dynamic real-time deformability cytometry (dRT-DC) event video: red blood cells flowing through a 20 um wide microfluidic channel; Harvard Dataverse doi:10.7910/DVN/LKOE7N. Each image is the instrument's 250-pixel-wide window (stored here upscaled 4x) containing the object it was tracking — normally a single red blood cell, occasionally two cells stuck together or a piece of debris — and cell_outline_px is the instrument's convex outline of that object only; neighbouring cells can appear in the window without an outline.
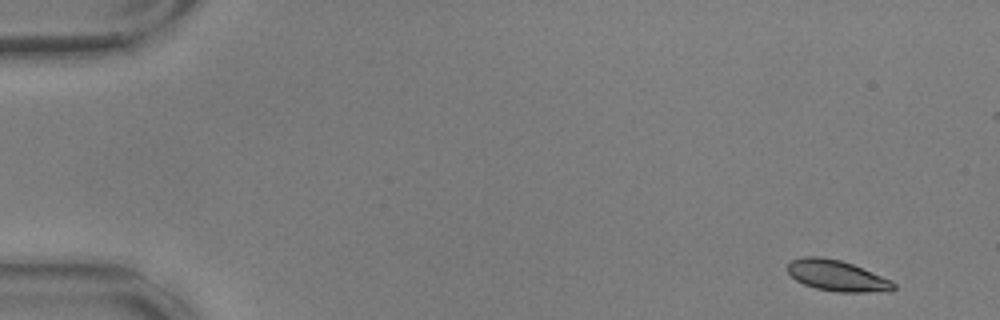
{"species": "common noctule bat (a hibernating species)", "species_latin": "Nyctalus noctula", "temperature_condition": "warm", "stored_images_in_passage": 55, "camera_frame_rate_fps": 3000, "um_per_image_px": 0.085, "animal": {"sex": "male", "body_mass_g": 17.9, "forearm_length_mm": 54.2}, "frame": {"image": 1, "passage_image": 1, "time_ms": 0.0, "image_size_px": [1000, 320], "cell_outline_px": [[896, 288], [892, 292], [836, 292], [816, 288], [804, 284], [796, 280], [788, 272], [788, 264], [792, 260], [804, 256], [820, 256], [840, 260], [852, 264], [892, 280], [896, 284]], "centroid_in_image_um": [71.19, 23.44], "position_along_channel_um": 13.8, "area_um2": 19.19}}
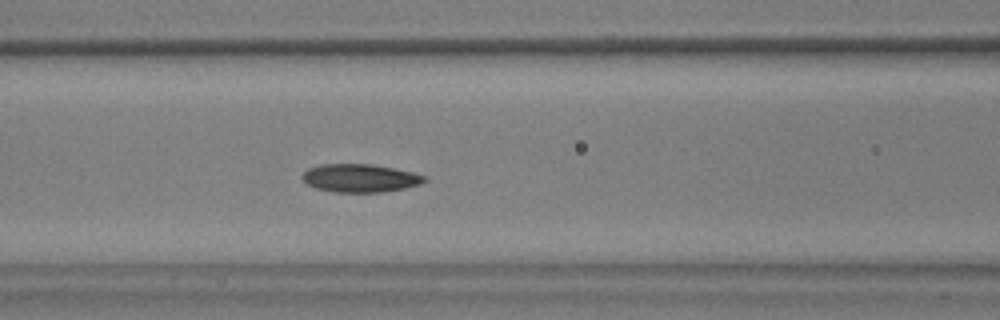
{"frame": {"image": 2, "passage_image": 22, "time_ms": 7.0, "image_size_px": [1000, 320], "cell_outline_px": [[428, 180], [420, 184], [404, 188], [380, 192], [336, 192], [316, 188], [308, 184], [300, 176], [308, 168], [320, 164], [372, 164], [412, 172], [428, 176]], "centroid_in_image_um": [30.62, 15.13], "position_along_channel_um": 136.0, "area_um2": 20.0}}
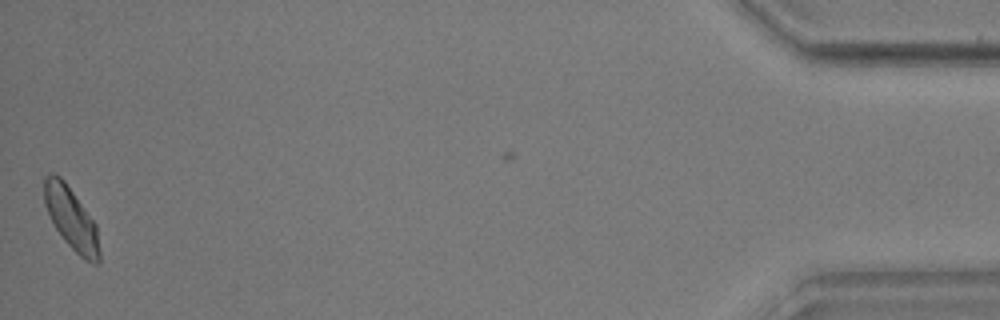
{"frame": {"image": 3, "passage_image": 54, "time_ms": 17.667, "image_size_px": [1000, 320], "cell_outline_px": [[100, 264], [92, 264], [84, 260], [64, 240], [56, 228], [44, 204], [44, 176], [48, 172], [52, 172], [60, 176], [64, 180], [96, 224], [100, 252]], "centroid_in_image_um": [6.06, 18.58], "position_along_channel_um": 429.1, "area_um2": 20.0}, "authors_computed_cell_mechanics": {"area_um2": 19.7676, "velocity_mm_per_s": 3.5664, "shape_relaxation_time_tau1_ms": 6.5463, "shape_relaxation_time_tau2_ms": 3.6682, "deformation_change_tau1": 0.136, "deformation_change_tau2": 0.0766}}